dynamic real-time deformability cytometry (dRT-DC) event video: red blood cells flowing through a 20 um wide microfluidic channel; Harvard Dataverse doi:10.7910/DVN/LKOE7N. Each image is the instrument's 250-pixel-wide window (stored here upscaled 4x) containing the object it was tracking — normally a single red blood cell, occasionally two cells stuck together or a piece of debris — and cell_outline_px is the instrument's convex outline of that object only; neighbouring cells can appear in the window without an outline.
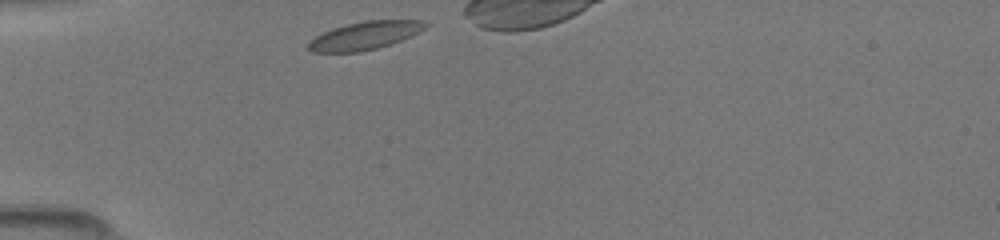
{"species": "common noctule bat (a hibernating species)", "species_latin": "Nyctalus noctula", "temperature_condition": "room temperature", "stored_images_in_passage": 22, "camera_frame_rate_fps": 3000, "um_per_image_px": 0.085, "animal": {"sex": "female", "body_mass_g": 19.5, "forearm_length_mm": 54.1}, "frame": {"image": 1, "passage_image": 1, "time_ms": 0.0, "image_size_px": [1000, 240], "cell_outline_px": [[428, 24], [424, 28], [400, 40], [376, 48], [360, 52], [312, 52], [308, 48], [308, 44], [316, 36], [332, 28], [348, 24], [368, 20], [420, 20]], "centroid_in_image_um": [30.97, 3.02], "position_along_channel_um": 54.0, "area_um2": 18.55}}
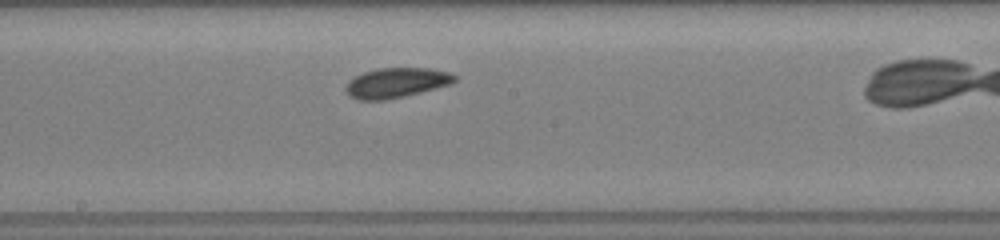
{"frame": {"image": 2, "passage_image": 11, "time_ms": 4.333, "image_size_px": [1000, 240], "cell_outline_px": [[456, 80], [448, 84], [436, 88], [404, 96], [384, 100], [360, 100], [348, 96], [344, 88], [348, 80], [364, 72], [380, 68], [428, 68], [448, 72], [456, 76]], "centroid_in_image_um": [33.63, 7.04], "position_along_channel_um": 214.6, "area_um2": 18.84}}
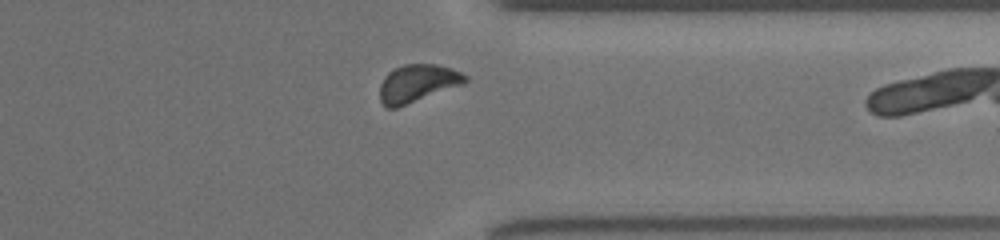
{"frame": {"image": 3, "passage_image": 21, "time_ms": 8.333, "image_size_px": [1000, 240], "cell_outline_px": [[468, 80], [464, 84], [396, 108], [384, 108], [380, 100], [380, 84], [384, 76], [392, 68], [404, 64], [436, 64], [452, 68], [468, 76]], "centroid_in_image_um": [35.47, 7.08], "position_along_channel_um": 375.9, "area_um2": 18.96}}